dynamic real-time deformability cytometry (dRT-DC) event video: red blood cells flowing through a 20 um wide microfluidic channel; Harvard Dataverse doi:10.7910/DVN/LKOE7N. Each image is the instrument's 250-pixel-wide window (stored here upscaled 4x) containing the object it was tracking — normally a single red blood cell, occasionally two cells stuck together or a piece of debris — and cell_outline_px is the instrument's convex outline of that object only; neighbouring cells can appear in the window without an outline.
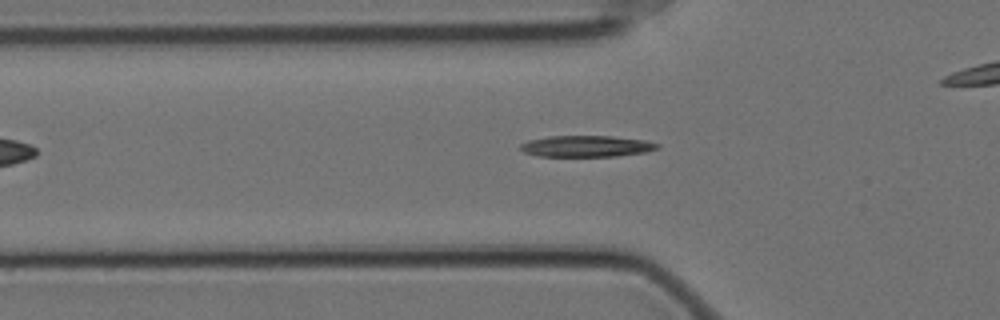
{"species": "Egyptian fruit bat (a non-hibernating species)", "species_latin": "Rousettus aegyptiacus", "temperature_condition": "cold", "stored_images_in_passage": 20, "camera_frame_rate_fps": 3000, "um_per_image_px": 0.085, "animal": {"sex": "female"}, "frame": {"image": 1, "passage_image": 8, "time_ms": 2.333, "image_size_px": [1000, 320], "cell_outline_px": [[660, 148], [648, 152], [616, 156], [536, 156], [524, 152], [520, 148], [520, 144], [528, 140], [548, 136], [612, 136], [644, 140], [660, 144]], "centroid_in_image_um": [49.86, 12.43], "position_along_channel_um": 75.9, "area_um2": 17.11}}
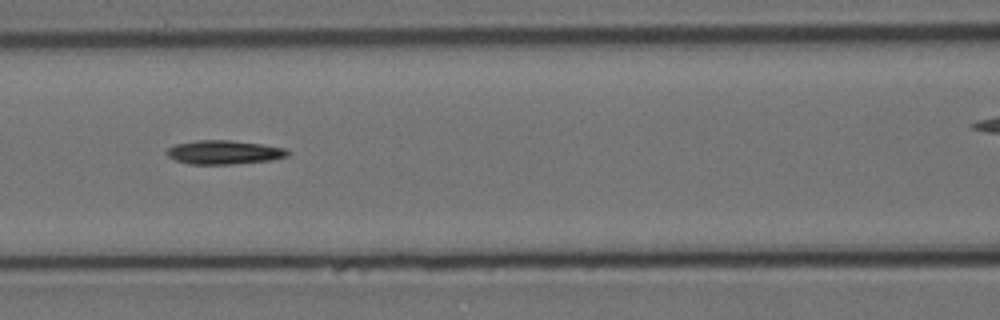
{"frame": {"image": 2, "passage_image": 14, "time_ms": 4.333, "image_size_px": [1000, 320], "cell_outline_px": [[292, 152], [288, 156], [272, 160], [232, 164], [188, 164], [176, 160], [168, 156], [164, 152], [168, 148], [176, 144], [196, 140], [228, 140], [260, 144], [288, 148]], "centroid_in_image_um": [19.07, 12.94], "position_along_channel_um": 147.5, "area_um2": 16.94}}
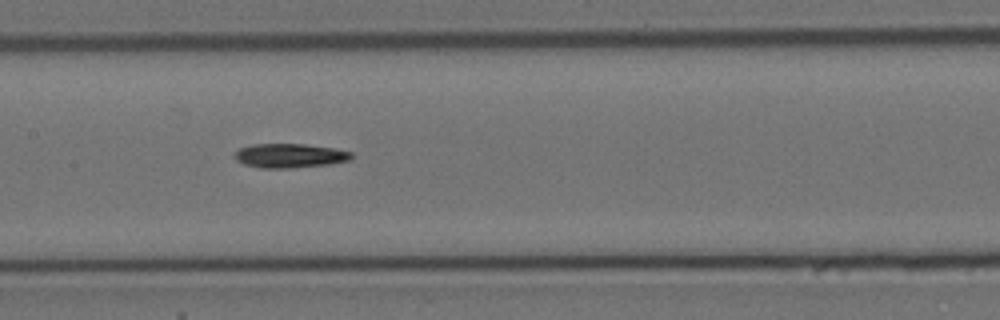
{"frame": {"image": 3, "passage_image": 17, "time_ms": 5.333, "image_size_px": [1000, 320], "cell_outline_px": [[352, 160], [328, 164], [292, 168], [260, 168], [244, 164], [236, 160], [232, 156], [240, 148], [252, 144], [304, 144], [332, 148], [352, 152]], "centroid_in_image_um": [24.61, 13.23], "position_along_channel_um": 182.8, "area_um2": 16.47}}